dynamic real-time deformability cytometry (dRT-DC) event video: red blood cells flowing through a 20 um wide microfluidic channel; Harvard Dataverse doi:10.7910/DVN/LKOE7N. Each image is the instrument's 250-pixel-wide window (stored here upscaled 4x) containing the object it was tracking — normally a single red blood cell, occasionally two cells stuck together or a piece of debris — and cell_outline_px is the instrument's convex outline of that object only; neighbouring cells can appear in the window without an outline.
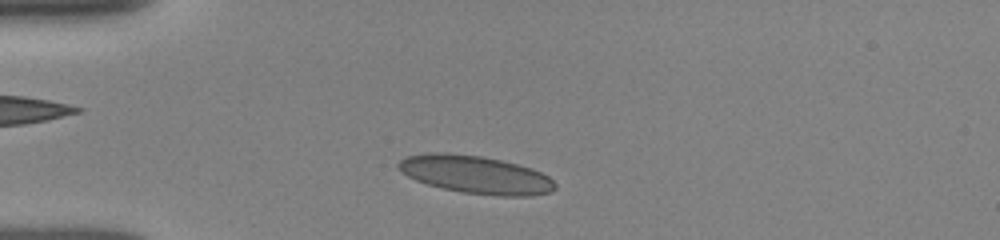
{"species": "human", "species_latin": "Homo sapiens", "temperature_condition": "room temperature", "stored_images_in_passage": 38, "camera_frame_rate_fps": 3000, "um_per_image_px": 0.085, "donor": {"sex": "female"}, "frame": {"image": 1, "passage_image": 5, "time_ms": 1.333, "image_size_px": [1000, 240], "cell_outline_px": [[556, 188], [552, 192], [532, 196], [500, 196], [460, 192], [428, 184], [416, 180], [400, 172], [396, 168], [396, 164], [404, 156], [432, 152], [448, 152], [480, 156], [500, 160], [532, 168], [548, 176], [556, 184]], "centroid_in_image_um": [40.4, 14.84], "position_along_channel_um": 44.6, "area_um2": 34.8}}
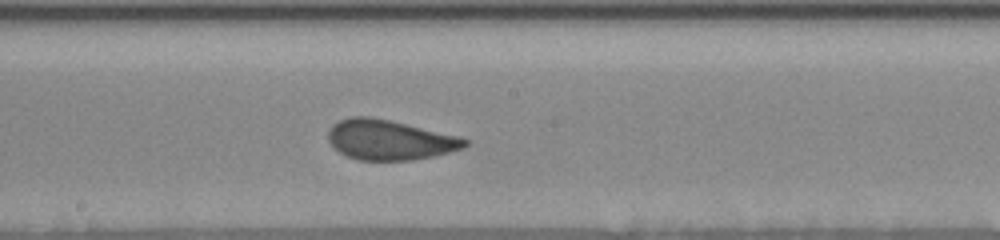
{"frame": {"image": 2, "passage_image": 20, "time_ms": 6.333, "image_size_px": [1000, 240], "cell_outline_px": [[468, 144], [464, 148], [436, 156], [412, 160], [360, 160], [348, 156], [340, 152], [328, 140], [328, 132], [332, 124], [340, 120], [352, 116], [368, 116], [388, 120], [460, 136], [468, 140]], "centroid_in_image_um": [33.14, 11.89], "position_along_channel_um": 215.1, "area_um2": 31.73}}
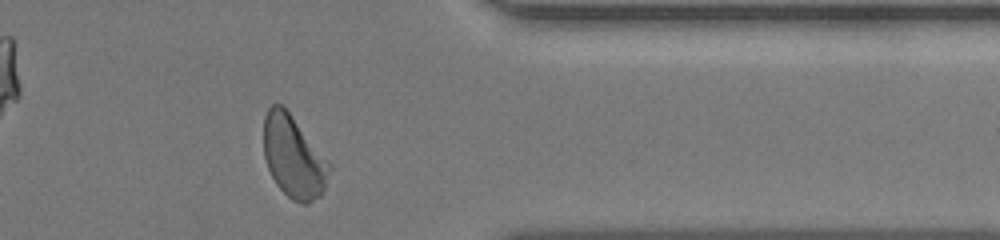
{"frame": {"image": 3, "passage_image": 34, "time_ms": 11.0, "image_size_px": [1000, 240], "cell_outline_px": [[332, 168], [324, 188], [320, 196], [308, 204], [300, 204], [292, 200], [276, 184], [268, 168], [264, 156], [264, 116], [268, 108], [272, 104], [280, 104], [288, 112], [332, 164]], "centroid_in_image_um": [24.96, 13.36], "position_along_channel_um": 386.4, "area_um2": 31.27}, "authors_computed_cell_mechanics": {"area_um2": 32.0212, "velocity_mm_per_s": 3.8889, "shape_relaxation_time_tau1_ms": 6.4702, "shape_relaxation_time_tau2_ms": null, "deformation_change_tau1": 0.1758, "deformation_change_tau2": null}}